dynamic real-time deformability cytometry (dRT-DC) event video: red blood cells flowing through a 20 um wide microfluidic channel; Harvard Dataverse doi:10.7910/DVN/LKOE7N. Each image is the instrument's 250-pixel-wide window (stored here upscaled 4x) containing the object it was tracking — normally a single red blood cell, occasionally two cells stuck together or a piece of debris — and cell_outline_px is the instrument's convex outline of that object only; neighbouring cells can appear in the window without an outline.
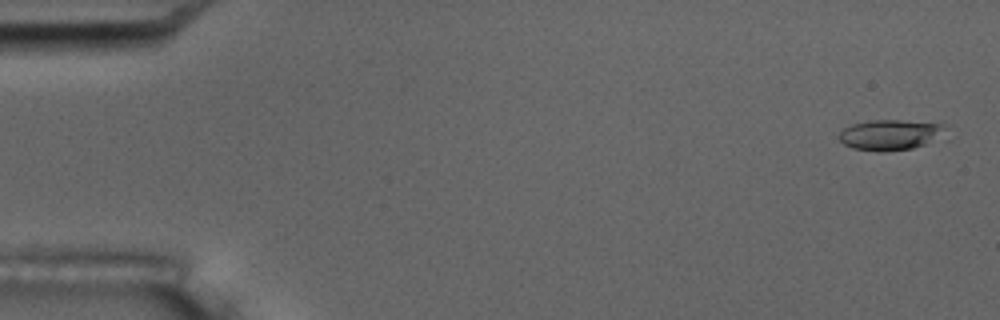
{"species": "common noctule bat (a hibernating species)", "species_latin": "Nyctalus noctula", "temperature_condition": "room temperature", "stored_images_in_passage": 5, "camera_frame_rate_fps": 3000, "um_per_image_px": 0.085, "animal": {"sex": "male", "body_mass_g": 17.5, "forearm_length_mm": 52.3}, "frame": {"image": 1, "passage_image": 1, "time_ms": 0.0, "image_size_px": [1000, 320], "cell_outline_px": [[944, 124], [940, 136], [924, 144], [912, 148], [884, 152], [880, 152], [852, 148], [844, 144], [836, 136], [844, 128], [852, 124], [872, 120], [900, 120]], "centroid_in_image_um": [75.57, 11.46], "position_along_channel_um": 9.4, "area_um2": 18.61}}
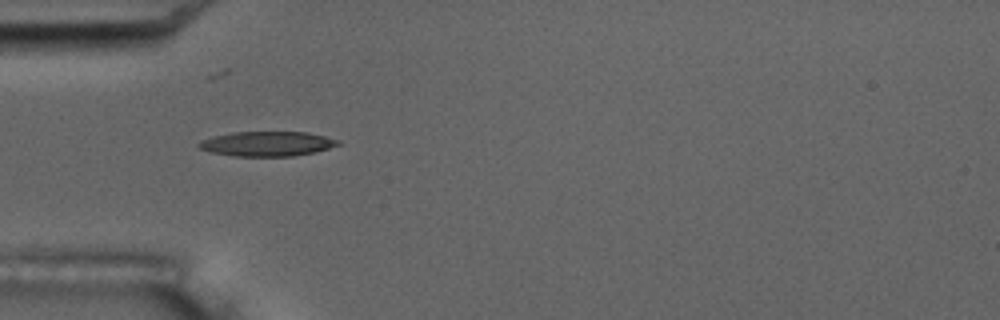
{"frame": {"image": 2, "passage_image": 5, "time_ms": 5.333, "image_size_px": [1000, 320], "cell_outline_px": [[340, 144], [328, 148], [312, 152], [292, 156], [232, 156], [212, 152], [200, 148], [196, 144], [200, 140], [212, 136], [232, 132], [308, 132], [340, 140]], "centroid_in_image_um": [22.66, 12.21], "position_along_channel_um": 62.3, "area_um2": 20.0}}